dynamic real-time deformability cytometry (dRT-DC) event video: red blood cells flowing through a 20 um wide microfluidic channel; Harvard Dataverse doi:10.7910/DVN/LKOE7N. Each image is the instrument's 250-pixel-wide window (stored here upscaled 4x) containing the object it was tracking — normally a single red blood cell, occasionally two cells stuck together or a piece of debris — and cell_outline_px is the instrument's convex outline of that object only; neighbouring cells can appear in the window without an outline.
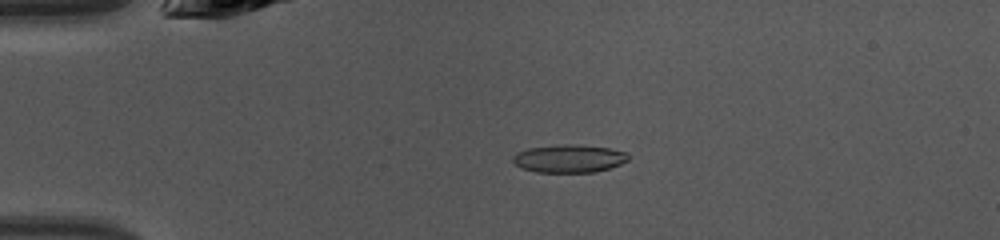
{"species": "common noctule bat (a hibernating species)", "species_latin": "Nyctalus noctula", "temperature_condition": "warm", "stored_images_in_passage": 47, "camera_frame_rate_fps": 3000, "um_per_image_px": 0.085, "animal": {"sex": "female", "body_mass_g": 10.0, "forearm_length_mm": 53.1}, "frame": {"image": 1, "passage_image": 11, "time_ms": 3.333, "image_size_px": [1000, 240], "cell_outline_px": [[628, 160], [620, 164], [596, 172], [536, 172], [520, 168], [512, 160], [512, 156], [516, 152], [528, 148], [564, 144], [572, 144], [608, 148], [628, 152]], "centroid_in_image_um": [48.34, 13.48], "position_along_channel_um": 36.7, "area_um2": 18.79}}
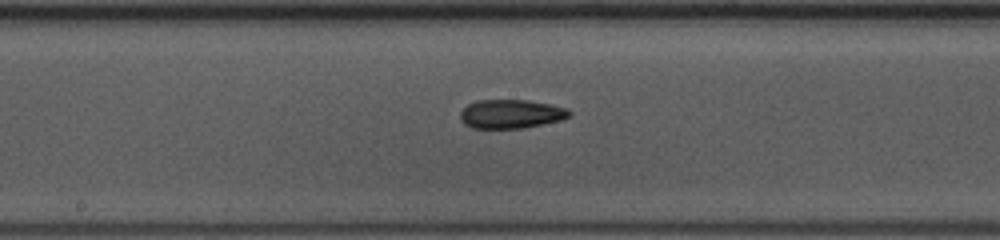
{"frame": {"image": 2, "passage_image": 25, "time_ms": 8.0, "image_size_px": [1000, 240], "cell_outline_px": [[572, 116], [560, 120], [520, 128], [472, 128], [464, 124], [460, 120], [460, 112], [468, 104], [476, 100], [528, 100], [568, 108], [572, 112]], "centroid_in_image_um": [43.42, 9.68], "position_along_channel_um": 204.8, "area_um2": 18.32}}
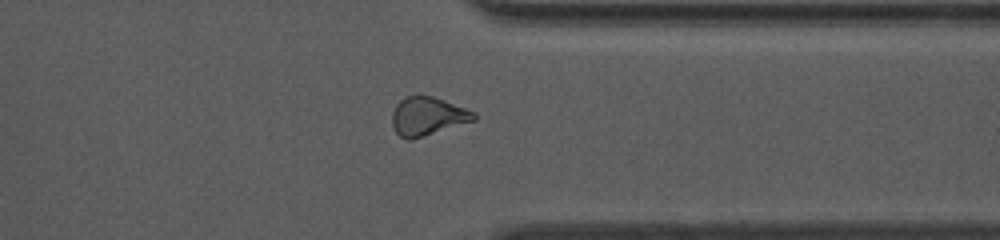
{"frame": {"image": 3, "passage_image": 37, "time_ms": 12.0, "image_size_px": [1000, 240], "cell_outline_px": [[476, 120], [412, 140], [408, 140], [400, 136], [396, 132], [392, 124], [392, 112], [396, 104], [404, 96], [416, 92], [432, 96], [444, 100], [476, 112]], "centroid_in_image_um": [36.32, 9.85], "position_along_channel_um": 375.1, "area_um2": 18.79}, "authors_computed_cell_mechanics": {"area_um2": 18.4382, "velocity_mm_per_s": 4.2958, "shape_relaxation_time_tau1_ms": 4.7621, "shape_relaxation_time_tau2_ms": 1.8221, "deformation_change_tau1": 0.1598, "deformation_change_tau2": 0.0938}}